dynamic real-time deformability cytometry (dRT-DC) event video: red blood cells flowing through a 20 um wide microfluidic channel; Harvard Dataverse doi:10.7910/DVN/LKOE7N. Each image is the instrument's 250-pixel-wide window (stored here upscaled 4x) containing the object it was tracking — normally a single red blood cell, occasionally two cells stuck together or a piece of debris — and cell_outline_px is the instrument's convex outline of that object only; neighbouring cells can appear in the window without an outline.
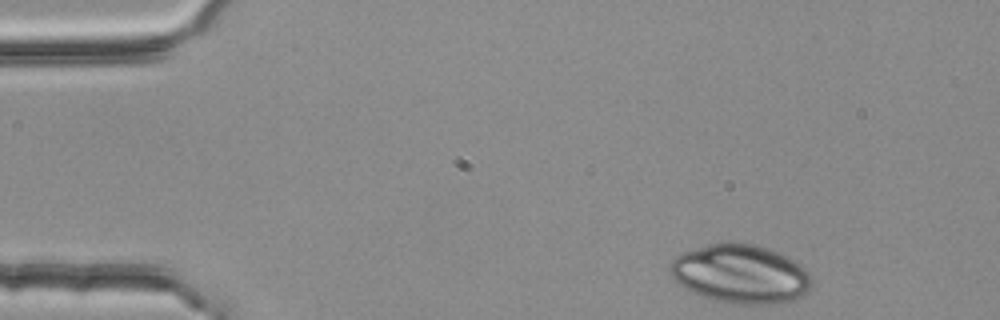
{"species": "common noctule bat (a hibernating species)", "species_latin": "Nyctalus noctula", "temperature_condition": "room temperature", "stored_images_in_passage": 3, "camera_frame_rate_fps": 3000, "um_per_image_px": 0.085, "animal": {"sex": "female", "body_mass_g": 25.1}, "frame": {"image": 1, "passage_image": 1, "time_ms": 0.0, "image_size_px": [1000, 320], "cell_outline_px": [[812, 288], [804, 296], [780, 304], [744, 304], [716, 300], [700, 296], [684, 288], [668, 272], [668, 264], [676, 256], [684, 252], [708, 244], [756, 244], [780, 252], [788, 256], [800, 264], [808, 272], [812, 280]], "centroid_in_image_um": [62.98, 23.3], "position_along_channel_um": 22.0, "area_um2": 48.61}}